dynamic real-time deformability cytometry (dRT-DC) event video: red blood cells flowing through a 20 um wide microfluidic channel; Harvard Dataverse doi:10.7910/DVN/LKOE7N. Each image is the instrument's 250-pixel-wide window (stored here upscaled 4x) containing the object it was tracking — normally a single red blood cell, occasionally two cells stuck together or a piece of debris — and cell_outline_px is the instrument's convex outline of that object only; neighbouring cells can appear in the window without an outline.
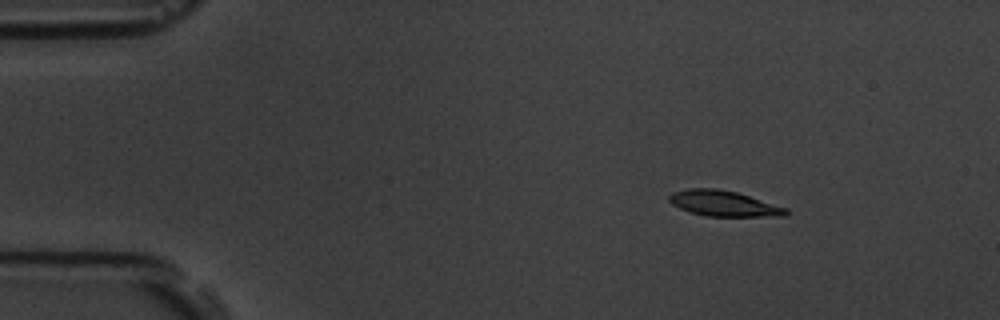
{"species": "common noctule bat (a hibernating species)", "species_latin": "Nyctalus noctula", "temperature_condition": "room temperature", "stored_images_in_passage": 7, "camera_frame_rate_fps": 3000, "um_per_image_px": 0.085, "animal": {"sex": "male", "body_mass_g": 19.5, "forearm_length_mm": 54.6}, "frame": {"image": 1, "passage_image": 1, "time_ms": 0.0, "image_size_px": [1000, 320], "cell_outline_px": [[792, 212], [784, 216], [708, 216], [692, 212], [680, 208], [672, 204], [668, 200], [668, 196], [672, 192], [688, 188], [716, 188], [736, 192], [788, 208]], "centroid_in_image_um": [61.53, 17.29], "position_along_channel_um": 23.5, "area_um2": 17.4}}
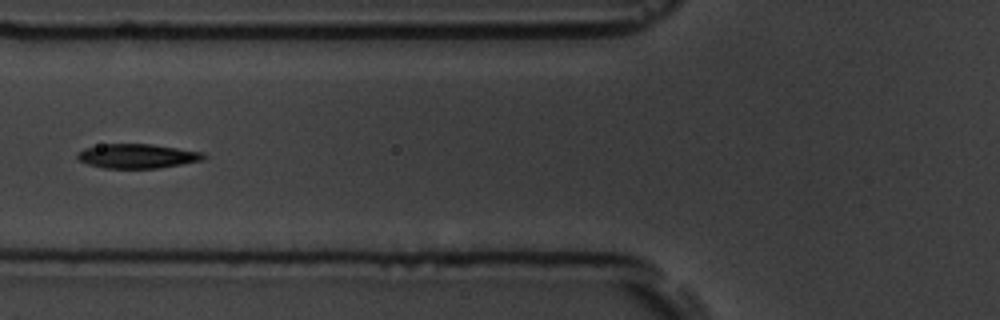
{"frame": {"image": 2, "passage_image": 5, "time_ms": 4.667, "image_size_px": [1000, 320], "cell_outline_px": [[208, 156], [204, 160], [160, 168], [104, 168], [88, 164], [76, 160], [76, 152], [84, 148], [100, 144], [152, 144], [204, 152]], "centroid_in_image_um": [11.66, 13.26], "position_along_channel_um": 114.1, "area_um2": 18.21}}
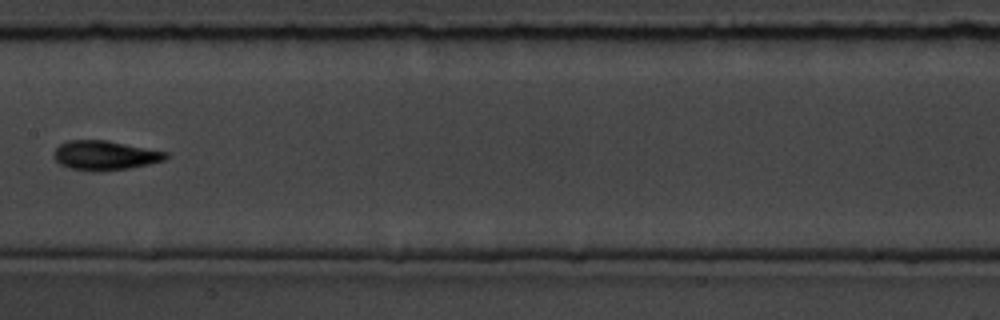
{"frame": {"image": 3, "passage_image": 7, "time_ms": 7.0, "image_size_px": [1000, 320], "cell_outline_px": [[168, 156], [164, 160], [148, 164], [128, 168], [96, 172], [92, 172], [68, 168], [60, 164], [52, 156], [56, 148], [60, 144], [68, 140], [108, 140], [168, 152]], "centroid_in_image_um": [8.89, 13.21], "position_along_channel_um": 198.5, "area_um2": 19.31}}